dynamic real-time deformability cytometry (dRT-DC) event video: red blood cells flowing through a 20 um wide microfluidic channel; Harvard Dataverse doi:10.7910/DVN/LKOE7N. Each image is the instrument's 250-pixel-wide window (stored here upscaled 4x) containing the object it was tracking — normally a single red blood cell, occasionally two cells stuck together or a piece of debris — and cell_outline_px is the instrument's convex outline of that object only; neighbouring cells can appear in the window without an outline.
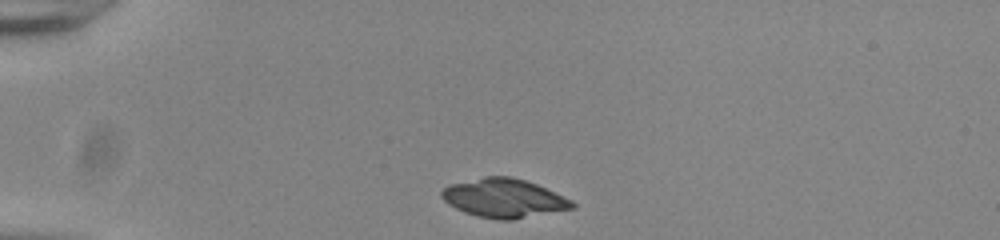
{"species": "common noctule bat (a hibernating species)", "species_latin": "Nyctalus noctula", "temperature_condition": "room temperature", "stored_images_in_passage": 41, "camera_frame_rate_fps": 3000, "um_per_image_px": 0.085, "animal": {"sex": "male", "body_mass_g": 20.0, "forearm_length_mm": 53.3}, "frame": {"image": 1, "passage_image": 1, "time_ms": 0.0, "image_size_px": [1000, 240], "cell_outline_px": [[576, 208], [512, 220], [496, 220], [476, 216], [464, 212], [448, 204], [440, 196], [440, 192], [448, 184], [484, 176], [508, 176], [524, 180], [536, 184], [572, 200], [576, 204]], "centroid_in_image_um": [42.82, 16.85], "position_along_channel_um": 42.2, "area_um2": 29.71}}